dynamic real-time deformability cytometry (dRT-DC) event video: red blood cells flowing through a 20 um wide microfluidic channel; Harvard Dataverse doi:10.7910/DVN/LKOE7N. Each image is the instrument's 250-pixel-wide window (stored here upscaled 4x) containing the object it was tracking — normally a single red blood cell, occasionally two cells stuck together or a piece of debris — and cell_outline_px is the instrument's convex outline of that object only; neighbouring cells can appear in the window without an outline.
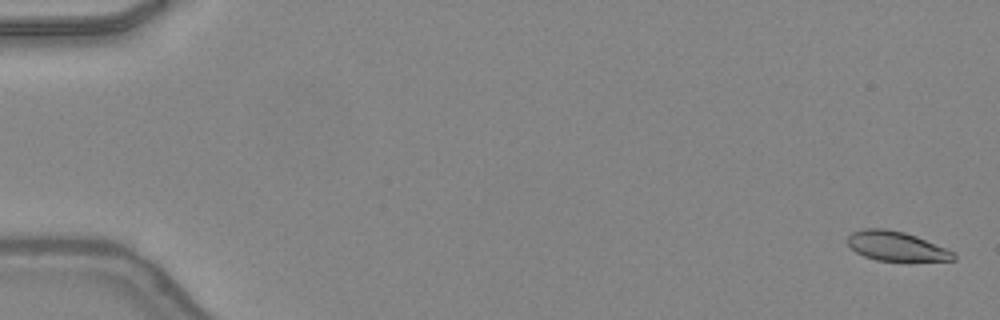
{"species": "common noctule bat (a hibernating species)", "species_latin": "Nyctalus noctula", "temperature_condition": "warm", "stored_images_in_passage": 13, "camera_frame_rate_fps": 3000, "um_per_image_px": 0.085, "animal": {"sex": "female", "body_mass_g": 24.6, "forearm_length_mm": 56.2}, "frame": {"image": 1, "passage_image": 2, "time_ms": 0.333, "image_size_px": [1000, 320], "cell_outline_px": [[956, 260], [908, 264], [876, 260], [864, 256], [856, 252], [848, 244], [848, 236], [852, 232], [864, 228], [884, 228], [904, 232], [916, 236], [944, 248], [952, 252], [956, 256]], "centroid_in_image_um": [76.22, 20.99], "position_along_channel_um": 8.8, "area_um2": 18.9}}